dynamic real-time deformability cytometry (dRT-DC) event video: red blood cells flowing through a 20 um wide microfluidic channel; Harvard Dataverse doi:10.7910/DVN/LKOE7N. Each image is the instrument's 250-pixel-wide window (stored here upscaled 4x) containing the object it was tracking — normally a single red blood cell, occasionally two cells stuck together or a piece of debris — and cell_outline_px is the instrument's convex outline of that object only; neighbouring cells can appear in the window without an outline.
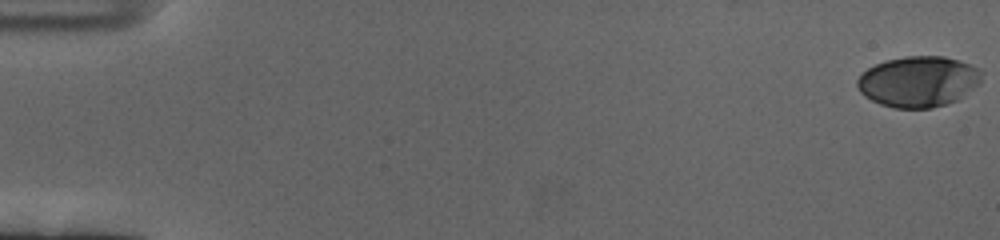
{"species": "human", "species_latin": "Homo sapiens", "temperature_condition": "cold", "stored_images_in_passage": 18, "camera_frame_rate_fps": 3000, "um_per_image_px": 0.085, "donor": {"sex": "female"}, "frame": {"image": 1, "passage_image": 1, "time_ms": 0.0, "image_size_px": [1000, 240], "cell_outline_px": [[980, 84], [960, 100], [932, 108], [892, 108], [880, 104], [864, 96], [860, 92], [856, 84], [856, 80], [868, 68], [884, 60], [904, 56], [944, 56], [968, 64], [976, 68], [980, 72]], "centroid_in_image_um": [78.05, 6.94], "position_along_channel_um": 7.0, "area_um2": 36.93}}
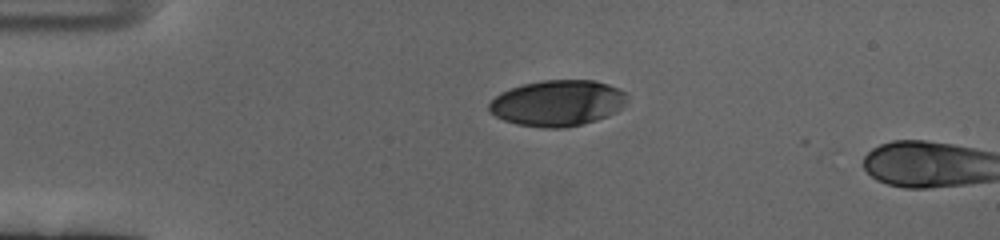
{"frame": {"image": 2, "passage_image": 15, "time_ms": 4.667, "image_size_px": [1000, 240], "cell_outline_px": [[628, 96], [624, 104], [616, 112], [608, 116], [596, 120], [568, 128], [544, 128], [516, 124], [504, 120], [488, 112], [488, 104], [500, 92], [524, 84], [544, 80], [592, 80], [608, 84], [620, 88]], "centroid_in_image_um": [47.39, 8.77], "position_along_channel_um": 37.6, "area_um2": 37.11}}